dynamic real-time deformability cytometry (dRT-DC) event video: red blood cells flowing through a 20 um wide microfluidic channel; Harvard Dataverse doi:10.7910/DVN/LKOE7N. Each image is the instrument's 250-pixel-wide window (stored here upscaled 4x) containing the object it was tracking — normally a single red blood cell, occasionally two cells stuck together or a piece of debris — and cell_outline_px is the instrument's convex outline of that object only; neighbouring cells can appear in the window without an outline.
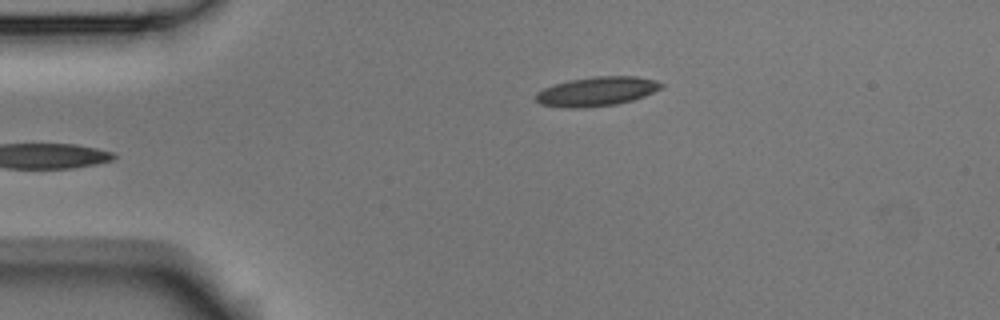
{"species": "Egyptian fruit bat (a non-hibernating species)", "species_latin": "Rousettus aegyptiacus", "temperature_condition": "room temperature", "stored_images_in_passage": 4, "camera_frame_rate_fps": 3000, "um_per_image_px": 0.085, "animal": {"sex": "male"}, "frame": {"image": 1, "passage_image": 4, "time_ms": 1.0, "image_size_px": [1000, 320], "cell_outline_px": [[664, 84], [660, 88], [644, 96], [632, 100], [616, 104], [580, 108], [572, 108], [540, 104], [536, 100], [536, 92], [544, 88], [568, 80], [596, 76], [636, 76], [656, 80]], "centroid_in_image_um": [50.72, 7.76], "position_along_channel_um": 34.3, "area_um2": 21.15}}